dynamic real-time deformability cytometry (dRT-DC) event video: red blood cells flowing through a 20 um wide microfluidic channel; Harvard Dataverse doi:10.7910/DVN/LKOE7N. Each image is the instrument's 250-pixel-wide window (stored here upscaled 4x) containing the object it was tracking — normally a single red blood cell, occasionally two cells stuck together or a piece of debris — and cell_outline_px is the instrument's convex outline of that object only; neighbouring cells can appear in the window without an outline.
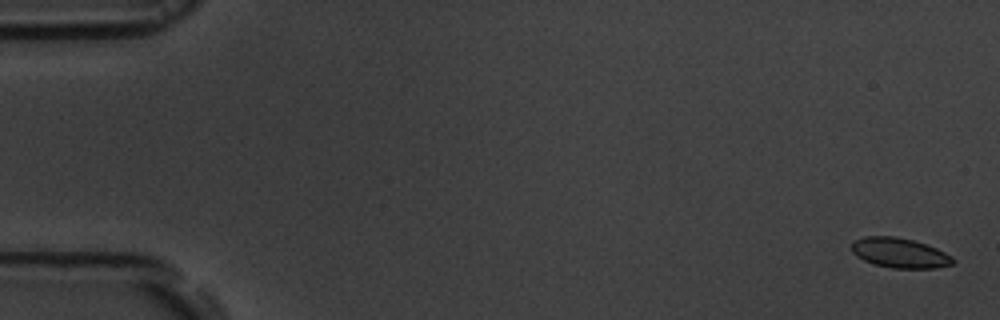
{"species": "common noctule bat (a hibernating species)", "species_latin": "Nyctalus noctula", "temperature_condition": "room temperature", "stored_images_in_passage": 17, "camera_frame_rate_fps": 3000, "um_per_image_px": 0.085, "animal": {"sex": "male", "body_mass_g": 19.5, "forearm_length_mm": 54.6}, "frame": {"image": 1, "passage_image": 1, "time_ms": 0.0, "image_size_px": [1000, 320], "cell_outline_px": [[956, 260], [952, 264], [936, 268], [892, 268], [872, 264], [856, 256], [852, 252], [852, 244], [856, 240], [864, 236], [892, 236], [912, 240], [936, 248], [952, 256]], "centroid_in_image_um": [76.47, 21.51], "position_along_channel_um": 8.5, "area_um2": 17.57}}
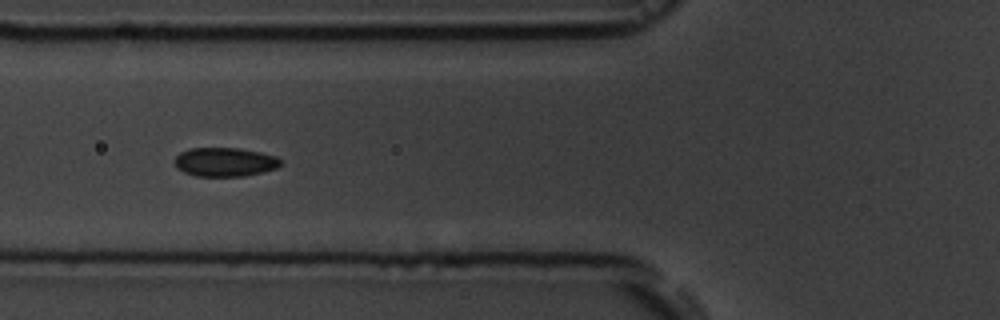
{"frame": {"image": 2, "passage_image": 7, "time_ms": 6.667, "image_size_px": [1000, 320], "cell_outline_px": [[280, 164], [276, 168], [264, 172], [244, 176], [196, 176], [184, 172], [176, 168], [172, 160], [180, 152], [188, 148], [240, 148], [260, 152], [276, 156], [280, 160]], "centroid_in_image_um": [19.06, 13.77], "position_along_channel_um": 106.7, "area_um2": 18.03}}
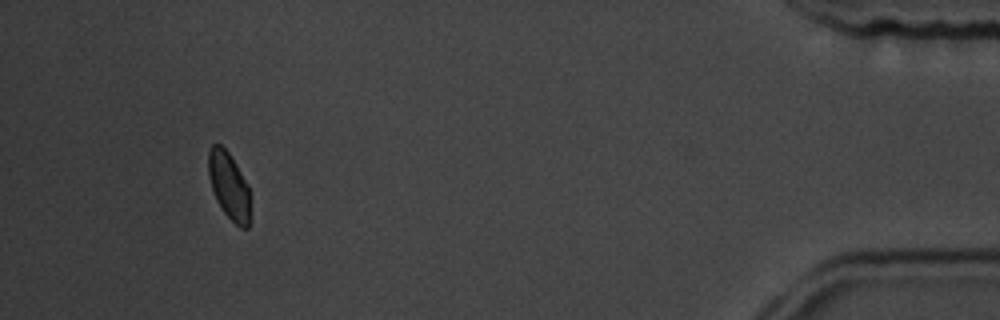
{"frame": {"image": 3, "passage_image": 16, "time_ms": 17.0, "image_size_px": [1000, 320], "cell_outline_px": [[248, 228], [240, 228], [224, 212], [216, 200], [208, 176], [208, 152], [212, 144], [220, 144], [228, 152], [236, 164], [248, 184]], "centroid_in_image_um": [19.42, 15.75], "position_along_channel_um": 415.8, "area_um2": 16.01}}